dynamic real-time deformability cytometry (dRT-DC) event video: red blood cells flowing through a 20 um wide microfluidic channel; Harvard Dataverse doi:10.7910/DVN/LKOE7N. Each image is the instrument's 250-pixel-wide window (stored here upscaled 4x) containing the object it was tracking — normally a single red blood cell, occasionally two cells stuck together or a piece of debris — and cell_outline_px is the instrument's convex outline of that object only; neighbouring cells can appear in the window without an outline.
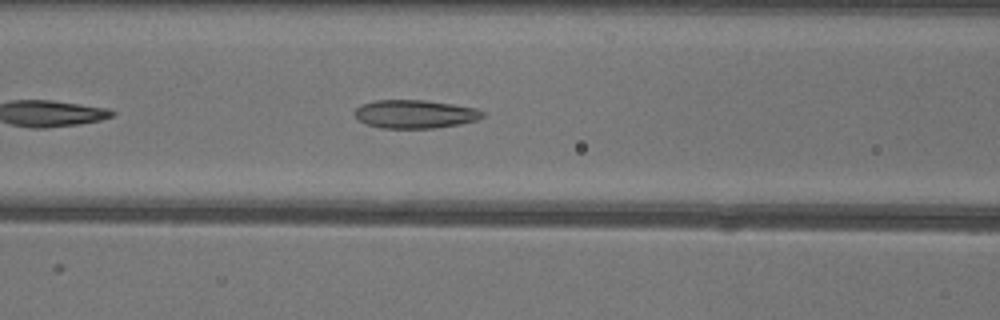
{"species": "common noctule bat (a hibernating species)", "species_latin": "Nyctalus noctula", "temperature_condition": "warm", "stored_images_in_passage": 38, "camera_frame_rate_fps": 3000, "um_per_image_px": 0.085, "animal": {"sex": "female"}, "frame": {"image": 1, "passage_image": 8, "time_ms": 2.333, "image_size_px": [1000, 320], "cell_outline_px": [[484, 116], [476, 120], [460, 124], [436, 128], [380, 128], [364, 124], [356, 120], [352, 112], [360, 104], [376, 100], [424, 100], [452, 104], [476, 108], [484, 112]], "centroid_in_image_um": [35.2, 9.7], "position_along_channel_um": 131.4, "area_um2": 21.44}}
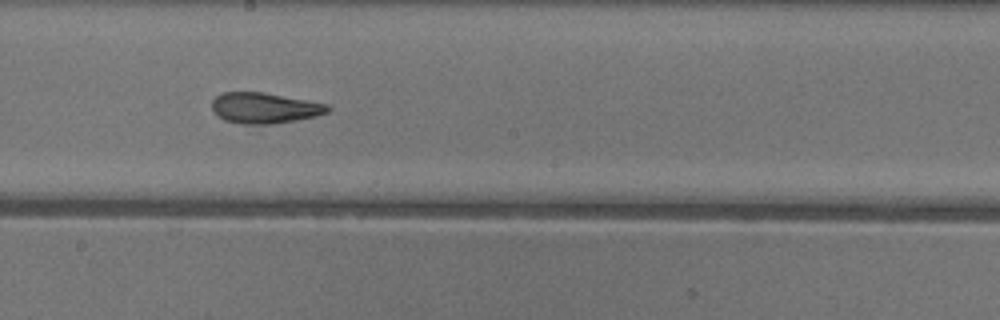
{"frame": {"image": 2, "passage_image": 15, "time_ms": 4.667, "image_size_px": [1000, 320], "cell_outline_px": [[332, 108], [328, 112], [316, 116], [296, 120], [272, 124], [244, 124], [224, 120], [212, 108], [212, 100], [220, 92], [260, 92], [328, 104]], "centroid_in_image_um": [22.49, 9.18], "position_along_channel_um": 225.7, "area_um2": 20.52}}
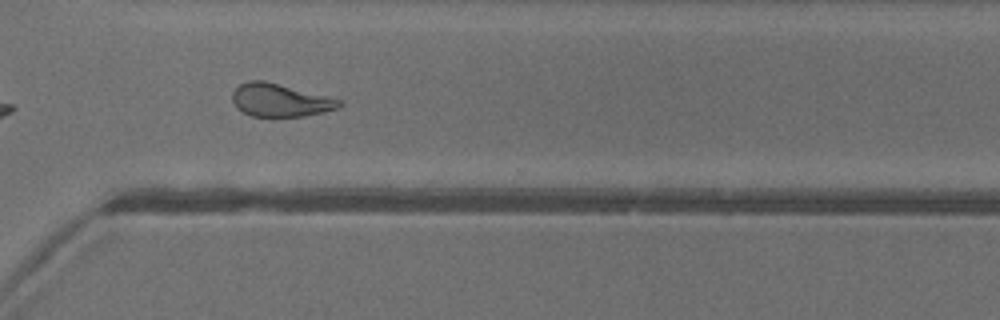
{"frame": {"image": 3, "passage_image": 24, "time_ms": 7.667, "image_size_px": [1000, 320], "cell_outline_px": [[344, 104], [336, 108], [304, 116], [252, 116], [236, 108], [232, 100], [232, 92], [240, 84], [248, 80], [264, 80], [344, 100]], "centroid_in_image_um": [23.8, 8.5], "position_along_channel_um": 346.8, "area_um2": 20.46}, "authors_computed_cell_mechanics": {"area_um2": 21.3571, "velocity_mm_per_s": 4.0385, "shape_relaxation_time_tau1_ms": null, "shape_relaxation_time_tau2_ms": 2.3682, "deformation_change_tau1": null, "deformation_change_tau2": 0.1079}}